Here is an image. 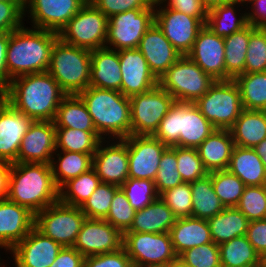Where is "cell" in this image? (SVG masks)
I'll return each mask as SVG.
<instances>
[{
    "label": "cell",
    "instance_id": "1",
    "mask_svg": "<svg viewBox=\"0 0 266 267\" xmlns=\"http://www.w3.org/2000/svg\"><path fill=\"white\" fill-rule=\"evenodd\" d=\"M6 90L8 102L33 121H54L60 103L67 96L47 71L16 77Z\"/></svg>",
    "mask_w": 266,
    "mask_h": 267
},
{
    "label": "cell",
    "instance_id": "2",
    "mask_svg": "<svg viewBox=\"0 0 266 267\" xmlns=\"http://www.w3.org/2000/svg\"><path fill=\"white\" fill-rule=\"evenodd\" d=\"M7 198L35 215L59 200L51 164L11 163Z\"/></svg>",
    "mask_w": 266,
    "mask_h": 267
},
{
    "label": "cell",
    "instance_id": "3",
    "mask_svg": "<svg viewBox=\"0 0 266 267\" xmlns=\"http://www.w3.org/2000/svg\"><path fill=\"white\" fill-rule=\"evenodd\" d=\"M58 33L23 26L9 33L6 65L11 79L48 71L51 51Z\"/></svg>",
    "mask_w": 266,
    "mask_h": 267
},
{
    "label": "cell",
    "instance_id": "4",
    "mask_svg": "<svg viewBox=\"0 0 266 267\" xmlns=\"http://www.w3.org/2000/svg\"><path fill=\"white\" fill-rule=\"evenodd\" d=\"M92 118L97 133H109L118 139L131 135V110L129 97L116 90L99 89L89 86L80 92ZM102 134V135H101Z\"/></svg>",
    "mask_w": 266,
    "mask_h": 267
},
{
    "label": "cell",
    "instance_id": "5",
    "mask_svg": "<svg viewBox=\"0 0 266 267\" xmlns=\"http://www.w3.org/2000/svg\"><path fill=\"white\" fill-rule=\"evenodd\" d=\"M215 129L194 103L175 102L153 136L166 147L197 148Z\"/></svg>",
    "mask_w": 266,
    "mask_h": 267
},
{
    "label": "cell",
    "instance_id": "6",
    "mask_svg": "<svg viewBox=\"0 0 266 267\" xmlns=\"http://www.w3.org/2000/svg\"><path fill=\"white\" fill-rule=\"evenodd\" d=\"M67 95H78L90 83L91 51L57 39L47 71Z\"/></svg>",
    "mask_w": 266,
    "mask_h": 267
},
{
    "label": "cell",
    "instance_id": "7",
    "mask_svg": "<svg viewBox=\"0 0 266 267\" xmlns=\"http://www.w3.org/2000/svg\"><path fill=\"white\" fill-rule=\"evenodd\" d=\"M215 81L187 55H183L161 75L158 85L176 102L195 103Z\"/></svg>",
    "mask_w": 266,
    "mask_h": 267
},
{
    "label": "cell",
    "instance_id": "8",
    "mask_svg": "<svg viewBox=\"0 0 266 267\" xmlns=\"http://www.w3.org/2000/svg\"><path fill=\"white\" fill-rule=\"evenodd\" d=\"M194 104L216 129L229 130L244 110L240 89L233 79L215 81Z\"/></svg>",
    "mask_w": 266,
    "mask_h": 267
},
{
    "label": "cell",
    "instance_id": "9",
    "mask_svg": "<svg viewBox=\"0 0 266 267\" xmlns=\"http://www.w3.org/2000/svg\"><path fill=\"white\" fill-rule=\"evenodd\" d=\"M108 17L89 0L59 31L63 42L87 50L105 47Z\"/></svg>",
    "mask_w": 266,
    "mask_h": 267
},
{
    "label": "cell",
    "instance_id": "10",
    "mask_svg": "<svg viewBox=\"0 0 266 267\" xmlns=\"http://www.w3.org/2000/svg\"><path fill=\"white\" fill-rule=\"evenodd\" d=\"M85 219L80 207L58 200L35 215V227L63 247H73Z\"/></svg>",
    "mask_w": 266,
    "mask_h": 267
},
{
    "label": "cell",
    "instance_id": "11",
    "mask_svg": "<svg viewBox=\"0 0 266 267\" xmlns=\"http://www.w3.org/2000/svg\"><path fill=\"white\" fill-rule=\"evenodd\" d=\"M131 110V135H154L160 121L176 102L162 87L129 98Z\"/></svg>",
    "mask_w": 266,
    "mask_h": 267
},
{
    "label": "cell",
    "instance_id": "12",
    "mask_svg": "<svg viewBox=\"0 0 266 267\" xmlns=\"http://www.w3.org/2000/svg\"><path fill=\"white\" fill-rule=\"evenodd\" d=\"M155 2L146 9H132L108 18L106 43L115 50L134 49L154 23Z\"/></svg>",
    "mask_w": 266,
    "mask_h": 267
},
{
    "label": "cell",
    "instance_id": "13",
    "mask_svg": "<svg viewBox=\"0 0 266 267\" xmlns=\"http://www.w3.org/2000/svg\"><path fill=\"white\" fill-rule=\"evenodd\" d=\"M123 247L132 265L169 263L177 257L169 232H125Z\"/></svg>",
    "mask_w": 266,
    "mask_h": 267
},
{
    "label": "cell",
    "instance_id": "14",
    "mask_svg": "<svg viewBox=\"0 0 266 267\" xmlns=\"http://www.w3.org/2000/svg\"><path fill=\"white\" fill-rule=\"evenodd\" d=\"M207 17H192L169 8L155 10L154 23L181 56L187 55Z\"/></svg>",
    "mask_w": 266,
    "mask_h": 267
},
{
    "label": "cell",
    "instance_id": "15",
    "mask_svg": "<svg viewBox=\"0 0 266 267\" xmlns=\"http://www.w3.org/2000/svg\"><path fill=\"white\" fill-rule=\"evenodd\" d=\"M128 146V173L134 179H155L163 152L168 148L153 135L123 138Z\"/></svg>",
    "mask_w": 266,
    "mask_h": 267
},
{
    "label": "cell",
    "instance_id": "16",
    "mask_svg": "<svg viewBox=\"0 0 266 267\" xmlns=\"http://www.w3.org/2000/svg\"><path fill=\"white\" fill-rule=\"evenodd\" d=\"M123 247V234L105 219H88L82 224L73 245L84 257L117 251Z\"/></svg>",
    "mask_w": 266,
    "mask_h": 267
},
{
    "label": "cell",
    "instance_id": "17",
    "mask_svg": "<svg viewBox=\"0 0 266 267\" xmlns=\"http://www.w3.org/2000/svg\"><path fill=\"white\" fill-rule=\"evenodd\" d=\"M187 56L216 81H225L224 38L204 25Z\"/></svg>",
    "mask_w": 266,
    "mask_h": 267
},
{
    "label": "cell",
    "instance_id": "18",
    "mask_svg": "<svg viewBox=\"0 0 266 267\" xmlns=\"http://www.w3.org/2000/svg\"><path fill=\"white\" fill-rule=\"evenodd\" d=\"M88 0H23L30 8L34 28L59 31L87 3Z\"/></svg>",
    "mask_w": 266,
    "mask_h": 267
},
{
    "label": "cell",
    "instance_id": "19",
    "mask_svg": "<svg viewBox=\"0 0 266 267\" xmlns=\"http://www.w3.org/2000/svg\"><path fill=\"white\" fill-rule=\"evenodd\" d=\"M55 139L53 121H33L21 141L17 162L51 164L52 153L56 151Z\"/></svg>",
    "mask_w": 266,
    "mask_h": 267
},
{
    "label": "cell",
    "instance_id": "20",
    "mask_svg": "<svg viewBox=\"0 0 266 267\" xmlns=\"http://www.w3.org/2000/svg\"><path fill=\"white\" fill-rule=\"evenodd\" d=\"M122 81L121 93L126 97L144 93L158 85L148 63L138 48L118 51Z\"/></svg>",
    "mask_w": 266,
    "mask_h": 267
},
{
    "label": "cell",
    "instance_id": "21",
    "mask_svg": "<svg viewBox=\"0 0 266 267\" xmlns=\"http://www.w3.org/2000/svg\"><path fill=\"white\" fill-rule=\"evenodd\" d=\"M62 248L34 227L11 251L16 267H50Z\"/></svg>",
    "mask_w": 266,
    "mask_h": 267
},
{
    "label": "cell",
    "instance_id": "22",
    "mask_svg": "<svg viewBox=\"0 0 266 267\" xmlns=\"http://www.w3.org/2000/svg\"><path fill=\"white\" fill-rule=\"evenodd\" d=\"M35 227V214L4 198L0 200V247L11 250Z\"/></svg>",
    "mask_w": 266,
    "mask_h": 267
},
{
    "label": "cell",
    "instance_id": "23",
    "mask_svg": "<svg viewBox=\"0 0 266 267\" xmlns=\"http://www.w3.org/2000/svg\"><path fill=\"white\" fill-rule=\"evenodd\" d=\"M102 142L93 155L92 168L101 182L120 187L129 177L127 143L119 139V143L103 148Z\"/></svg>",
    "mask_w": 266,
    "mask_h": 267
},
{
    "label": "cell",
    "instance_id": "24",
    "mask_svg": "<svg viewBox=\"0 0 266 267\" xmlns=\"http://www.w3.org/2000/svg\"><path fill=\"white\" fill-rule=\"evenodd\" d=\"M33 120L9 102L0 111V160L17 163L21 141Z\"/></svg>",
    "mask_w": 266,
    "mask_h": 267
},
{
    "label": "cell",
    "instance_id": "25",
    "mask_svg": "<svg viewBox=\"0 0 266 267\" xmlns=\"http://www.w3.org/2000/svg\"><path fill=\"white\" fill-rule=\"evenodd\" d=\"M137 48L157 79L181 57L155 23L146 31Z\"/></svg>",
    "mask_w": 266,
    "mask_h": 267
},
{
    "label": "cell",
    "instance_id": "26",
    "mask_svg": "<svg viewBox=\"0 0 266 267\" xmlns=\"http://www.w3.org/2000/svg\"><path fill=\"white\" fill-rule=\"evenodd\" d=\"M121 81L118 51L108 46L92 50L89 86L121 92Z\"/></svg>",
    "mask_w": 266,
    "mask_h": 267
},
{
    "label": "cell",
    "instance_id": "27",
    "mask_svg": "<svg viewBox=\"0 0 266 267\" xmlns=\"http://www.w3.org/2000/svg\"><path fill=\"white\" fill-rule=\"evenodd\" d=\"M234 140L230 130L215 129L196 149L208 173L227 170Z\"/></svg>",
    "mask_w": 266,
    "mask_h": 267
},
{
    "label": "cell",
    "instance_id": "28",
    "mask_svg": "<svg viewBox=\"0 0 266 267\" xmlns=\"http://www.w3.org/2000/svg\"><path fill=\"white\" fill-rule=\"evenodd\" d=\"M169 234L177 256L189 248L213 242L208 221L192 216L176 218Z\"/></svg>",
    "mask_w": 266,
    "mask_h": 267
},
{
    "label": "cell",
    "instance_id": "29",
    "mask_svg": "<svg viewBox=\"0 0 266 267\" xmlns=\"http://www.w3.org/2000/svg\"><path fill=\"white\" fill-rule=\"evenodd\" d=\"M176 217L166 203L158 197L151 204L135 212L127 232L165 233L175 224Z\"/></svg>",
    "mask_w": 266,
    "mask_h": 267
},
{
    "label": "cell",
    "instance_id": "30",
    "mask_svg": "<svg viewBox=\"0 0 266 267\" xmlns=\"http://www.w3.org/2000/svg\"><path fill=\"white\" fill-rule=\"evenodd\" d=\"M227 170L238 176L246 186L266 185V170L253 148L235 145Z\"/></svg>",
    "mask_w": 266,
    "mask_h": 267
},
{
    "label": "cell",
    "instance_id": "31",
    "mask_svg": "<svg viewBox=\"0 0 266 267\" xmlns=\"http://www.w3.org/2000/svg\"><path fill=\"white\" fill-rule=\"evenodd\" d=\"M229 130L234 145L254 148L266 138V111L243 110Z\"/></svg>",
    "mask_w": 266,
    "mask_h": 267
},
{
    "label": "cell",
    "instance_id": "32",
    "mask_svg": "<svg viewBox=\"0 0 266 267\" xmlns=\"http://www.w3.org/2000/svg\"><path fill=\"white\" fill-rule=\"evenodd\" d=\"M207 221L212 240L217 245L236 237L245 236L250 222L236 207H225Z\"/></svg>",
    "mask_w": 266,
    "mask_h": 267
},
{
    "label": "cell",
    "instance_id": "33",
    "mask_svg": "<svg viewBox=\"0 0 266 267\" xmlns=\"http://www.w3.org/2000/svg\"><path fill=\"white\" fill-rule=\"evenodd\" d=\"M256 28L248 24L230 36L224 37L225 44V80L245 74V61L250 34Z\"/></svg>",
    "mask_w": 266,
    "mask_h": 267
},
{
    "label": "cell",
    "instance_id": "34",
    "mask_svg": "<svg viewBox=\"0 0 266 267\" xmlns=\"http://www.w3.org/2000/svg\"><path fill=\"white\" fill-rule=\"evenodd\" d=\"M53 122L56 128L97 132L86 105L78 95H67L62 100Z\"/></svg>",
    "mask_w": 266,
    "mask_h": 267
},
{
    "label": "cell",
    "instance_id": "35",
    "mask_svg": "<svg viewBox=\"0 0 266 267\" xmlns=\"http://www.w3.org/2000/svg\"><path fill=\"white\" fill-rule=\"evenodd\" d=\"M192 195V217L208 220L220 213L225 207L215 194L211 173L190 182Z\"/></svg>",
    "mask_w": 266,
    "mask_h": 267
},
{
    "label": "cell",
    "instance_id": "36",
    "mask_svg": "<svg viewBox=\"0 0 266 267\" xmlns=\"http://www.w3.org/2000/svg\"><path fill=\"white\" fill-rule=\"evenodd\" d=\"M219 249L222 267L261 266V256L248 241L246 235L220 244Z\"/></svg>",
    "mask_w": 266,
    "mask_h": 267
},
{
    "label": "cell",
    "instance_id": "37",
    "mask_svg": "<svg viewBox=\"0 0 266 267\" xmlns=\"http://www.w3.org/2000/svg\"><path fill=\"white\" fill-rule=\"evenodd\" d=\"M244 110L266 111V72L239 74L233 79Z\"/></svg>",
    "mask_w": 266,
    "mask_h": 267
},
{
    "label": "cell",
    "instance_id": "38",
    "mask_svg": "<svg viewBox=\"0 0 266 267\" xmlns=\"http://www.w3.org/2000/svg\"><path fill=\"white\" fill-rule=\"evenodd\" d=\"M236 4L240 3L235 0L209 9L205 25H207L215 35L223 38L246 27L248 25L247 14L244 13L238 19L235 17L236 14L233 6Z\"/></svg>",
    "mask_w": 266,
    "mask_h": 267
},
{
    "label": "cell",
    "instance_id": "39",
    "mask_svg": "<svg viewBox=\"0 0 266 267\" xmlns=\"http://www.w3.org/2000/svg\"><path fill=\"white\" fill-rule=\"evenodd\" d=\"M61 157L58 153V164L54 159L51 163L52 174L56 186L60 187L68 180L78 177L80 174L89 171L93 166L94 154H83L79 152L62 151ZM56 165V166H55ZM58 166V167H57ZM57 167V169H56Z\"/></svg>",
    "mask_w": 266,
    "mask_h": 267
},
{
    "label": "cell",
    "instance_id": "40",
    "mask_svg": "<svg viewBox=\"0 0 266 267\" xmlns=\"http://www.w3.org/2000/svg\"><path fill=\"white\" fill-rule=\"evenodd\" d=\"M100 182L99 176L91 168L78 177L68 180L60 187L59 201L67 205L81 207ZM64 188H68L67 191H64Z\"/></svg>",
    "mask_w": 266,
    "mask_h": 267
},
{
    "label": "cell",
    "instance_id": "41",
    "mask_svg": "<svg viewBox=\"0 0 266 267\" xmlns=\"http://www.w3.org/2000/svg\"><path fill=\"white\" fill-rule=\"evenodd\" d=\"M103 139L97 132L56 128V150L94 154Z\"/></svg>",
    "mask_w": 266,
    "mask_h": 267
},
{
    "label": "cell",
    "instance_id": "42",
    "mask_svg": "<svg viewBox=\"0 0 266 267\" xmlns=\"http://www.w3.org/2000/svg\"><path fill=\"white\" fill-rule=\"evenodd\" d=\"M211 179L214 192L224 207H236L246 187L243 181L228 170L211 172Z\"/></svg>",
    "mask_w": 266,
    "mask_h": 267
},
{
    "label": "cell",
    "instance_id": "43",
    "mask_svg": "<svg viewBox=\"0 0 266 267\" xmlns=\"http://www.w3.org/2000/svg\"><path fill=\"white\" fill-rule=\"evenodd\" d=\"M182 183L183 180L177 170V146L168 147L161 156L159 169L154 179L156 192L160 195L165 190Z\"/></svg>",
    "mask_w": 266,
    "mask_h": 267
},
{
    "label": "cell",
    "instance_id": "44",
    "mask_svg": "<svg viewBox=\"0 0 266 267\" xmlns=\"http://www.w3.org/2000/svg\"><path fill=\"white\" fill-rule=\"evenodd\" d=\"M119 186L100 182L91 196L80 207L88 219H104Z\"/></svg>",
    "mask_w": 266,
    "mask_h": 267
},
{
    "label": "cell",
    "instance_id": "45",
    "mask_svg": "<svg viewBox=\"0 0 266 267\" xmlns=\"http://www.w3.org/2000/svg\"><path fill=\"white\" fill-rule=\"evenodd\" d=\"M120 188L136 211L145 208L159 197L154 181L150 179H134L128 177Z\"/></svg>",
    "mask_w": 266,
    "mask_h": 267
},
{
    "label": "cell",
    "instance_id": "46",
    "mask_svg": "<svg viewBox=\"0 0 266 267\" xmlns=\"http://www.w3.org/2000/svg\"><path fill=\"white\" fill-rule=\"evenodd\" d=\"M236 208L249 221L266 219V185L246 186Z\"/></svg>",
    "mask_w": 266,
    "mask_h": 267
},
{
    "label": "cell",
    "instance_id": "47",
    "mask_svg": "<svg viewBox=\"0 0 266 267\" xmlns=\"http://www.w3.org/2000/svg\"><path fill=\"white\" fill-rule=\"evenodd\" d=\"M135 212L125 193L119 188L114 194L108 215L104 219L124 234L132 225Z\"/></svg>",
    "mask_w": 266,
    "mask_h": 267
},
{
    "label": "cell",
    "instance_id": "48",
    "mask_svg": "<svg viewBox=\"0 0 266 267\" xmlns=\"http://www.w3.org/2000/svg\"><path fill=\"white\" fill-rule=\"evenodd\" d=\"M254 72H266V28H256L250 34L245 74Z\"/></svg>",
    "mask_w": 266,
    "mask_h": 267
},
{
    "label": "cell",
    "instance_id": "49",
    "mask_svg": "<svg viewBox=\"0 0 266 267\" xmlns=\"http://www.w3.org/2000/svg\"><path fill=\"white\" fill-rule=\"evenodd\" d=\"M177 170L183 182L187 183L201 179L208 174L196 148L177 146Z\"/></svg>",
    "mask_w": 266,
    "mask_h": 267
},
{
    "label": "cell",
    "instance_id": "50",
    "mask_svg": "<svg viewBox=\"0 0 266 267\" xmlns=\"http://www.w3.org/2000/svg\"><path fill=\"white\" fill-rule=\"evenodd\" d=\"M190 183L183 182L162 192L159 197L172 210L176 218L190 217L192 214V195Z\"/></svg>",
    "mask_w": 266,
    "mask_h": 267
},
{
    "label": "cell",
    "instance_id": "51",
    "mask_svg": "<svg viewBox=\"0 0 266 267\" xmlns=\"http://www.w3.org/2000/svg\"><path fill=\"white\" fill-rule=\"evenodd\" d=\"M179 257L191 267H222L219 245L214 242L189 248Z\"/></svg>",
    "mask_w": 266,
    "mask_h": 267
},
{
    "label": "cell",
    "instance_id": "52",
    "mask_svg": "<svg viewBox=\"0 0 266 267\" xmlns=\"http://www.w3.org/2000/svg\"><path fill=\"white\" fill-rule=\"evenodd\" d=\"M23 1H0V32L10 33L22 27Z\"/></svg>",
    "mask_w": 266,
    "mask_h": 267
},
{
    "label": "cell",
    "instance_id": "53",
    "mask_svg": "<svg viewBox=\"0 0 266 267\" xmlns=\"http://www.w3.org/2000/svg\"><path fill=\"white\" fill-rule=\"evenodd\" d=\"M105 16L110 18L132 9H146L156 0H89Z\"/></svg>",
    "mask_w": 266,
    "mask_h": 267
},
{
    "label": "cell",
    "instance_id": "54",
    "mask_svg": "<svg viewBox=\"0 0 266 267\" xmlns=\"http://www.w3.org/2000/svg\"><path fill=\"white\" fill-rule=\"evenodd\" d=\"M84 267H133L124 247L117 251L86 256Z\"/></svg>",
    "mask_w": 266,
    "mask_h": 267
},
{
    "label": "cell",
    "instance_id": "55",
    "mask_svg": "<svg viewBox=\"0 0 266 267\" xmlns=\"http://www.w3.org/2000/svg\"><path fill=\"white\" fill-rule=\"evenodd\" d=\"M246 236L256 252L262 257L266 253V219L250 221Z\"/></svg>",
    "mask_w": 266,
    "mask_h": 267
},
{
    "label": "cell",
    "instance_id": "56",
    "mask_svg": "<svg viewBox=\"0 0 266 267\" xmlns=\"http://www.w3.org/2000/svg\"><path fill=\"white\" fill-rule=\"evenodd\" d=\"M166 0H156L155 4L160 5ZM167 8L177 10L192 17H207L208 10L201 0H169Z\"/></svg>",
    "mask_w": 266,
    "mask_h": 267
},
{
    "label": "cell",
    "instance_id": "57",
    "mask_svg": "<svg viewBox=\"0 0 266 267\" xmlns=\"http://www.w3.org/2000/svg\"><path fill=\"white\" fill-rule=\"evenodd\" d=\"M85 257L73 247H63L50 267H84Z\"/></svg>",
    "mask_w": 266,
    "mask_h": 267
},
{
    "label": "cell",
    "instance_id": "58",
    "mask_svg": "<svg viewBox=\"0 0 266 267\" xmlns=\"http://www.w3.org/2000/svg\"><path fill=\"white\" fill-rule=\"evenodd\" d=\"M9 33L0 32V88H7L11 82L6 65Z\"/></svg>",
    "mask_w": 266,
    "mask_h": 267
},
{
    "label": "cell",
    "instance_id": "59",
    "mask_svg": "<svg viewBox=\"0 0 266 267\" xmlns=\"http://www.w3.org/2000/svg\"><path fill=\"white\" fill-rule=\"evenodd\" d=\"M253 13H247L248 24L255 28H266V0H256L252 3Z\"/></svg>",
    "mask_w": 266,
    "mask_h": 267
},
{
    "label": "cell",
    "instance_id": "60",
    "mask_svg": "<svg viewBox=\"0 0 266 267\" xmlns=\"http://www.w3.org/2000/svg\"><path fill=\"white\" fill-rule=\"evenodd\" d=\"M11 163L0 160V200L7 198Z\"/></svg>",
    "mask_w": 266,
    "mask_h": 267
},
{
    "label": "cell",
    "instance_id": "61",
    "mask_svg": "<svg viewBox=\"0 0 266 267\" xmlns=\"http://www.w3.org/2000/svg\"><path fill=\"white\" fill-rule=\"evenodd\" d=\"M256 154L260 157L266 170V138L258 143L254 148Z\"/></svg>",
    "mask_w": 266,
    "mask_h": 267
},
{
    "label": "cell",
    "instance_id": "62",
    "mask_svg": "<svg viewBox=\"0 0 266 267\" xmlns=\"http://www.w3.org/2000/svg\"><path fill=\"white\" fill-rule=\"evenodd\" d=\"M235 0H201L202 4L207 8V10L212 9L215 6L231 2Z\"/></svg>",
    "mask_w": 266,
    "mask_h": 267
},
{
    "label": "cell",
    "instance_id": "63",
    "mask_svg": "<svg viewBox=\"0 0 266 267\" xmlns=\"http://www.w3.org/2000/svg\"><path fill=\"white\" fill-rule=\"evenodd\" d=\"M8 103V93L5 88H0V111Z\"/></svg>",
    "mask_w": 266,
    "mask_h": 267
},
{
    "label": "cell",
    "instance_id": "64",
    "mask_svg": "<svg viewBox=\"0 0 266 267\" xmlns=\"http://www.w3.org/2000/svg\"><path fill=\"white\" fill-rule=\"evenodd\" d=\"M169 267H191L186 264L179 256L169 262Z\"/></svg>",
    "mask_w": 266,
    "mask_h": 267
},
{
    "label": "cell",
    "instance_id": "65",
    "mask_svg": "<svg viewBox=\"0 0 266 267\" xmlns=\"http://www.w3.org/2000/svg\"><path fill=\"white\" fill-rule=\"evenodd\" d=\"M133 267H169V263H162V264H139V265H133Z\"/></svg>",
    "mask_w": 266,
    "mask_h": 267
},
{
    "label": "cell",
    "instance_id": "66",
    "mask_svg": "<svg viewBox=\"0 0 266 267\" xmlns=\"http://www.w3.org/2000/svg\"><path fill=\"white\" fill-rule=\"evenodd\" d=\"M261 266L266 267V253L261 257Z\"/></svg>",
    "mask_w": 266,
    "mask_h": 267
},
{
    "label": "cell",
    "instance_id": "67",
    "mask_svg": "<svg viewBox=\"0 0 266 267\" xmlns=\"http://www.w3.org/2000/svg\"><path fill=\"white\" fill-rule=\"evenodd\" d=\"M236 1H238L239 3H245V2H251V3H253V2H255L256 0H236Z\"/></svg>",
    "mask_w": 266,
    "mask_h": 267
},
{
    "label": "cell",
    "instance_id": "68",
    "mask_svg": "<svg viewBox=\"0 0 266 267\" xmlns=\"http://www.w3.org/2000/svg\"><path fill=\"white\" fill-rule=\"evenodd\" d=\"M0 1H23V0H0Z\"/></svg>",
    "mask_w": 266,
    "mask_h": 267
}]
</instances>
